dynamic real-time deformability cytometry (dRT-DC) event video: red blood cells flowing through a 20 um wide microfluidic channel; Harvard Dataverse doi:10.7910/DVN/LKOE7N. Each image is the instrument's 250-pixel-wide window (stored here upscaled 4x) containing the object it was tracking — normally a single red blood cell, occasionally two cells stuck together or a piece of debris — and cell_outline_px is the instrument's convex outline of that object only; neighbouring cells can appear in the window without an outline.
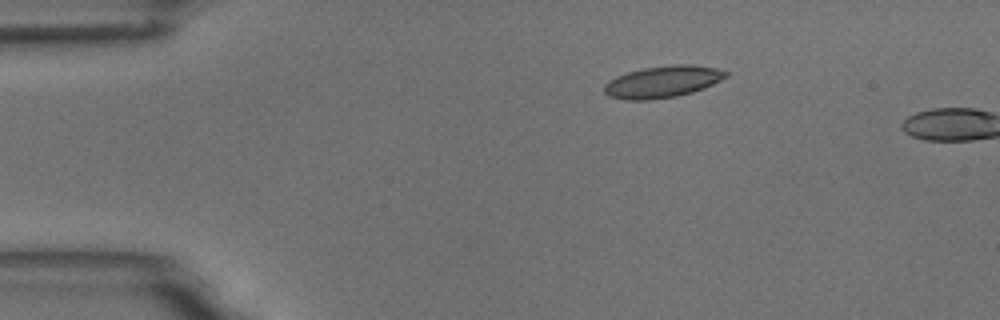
{"species": "common noctule bat (a hibernating species)", "species_latin": "Nyctalus noctula", "temperature_condition": "room temperature", "stored_images_in_passage": 3, "camera_frame_rate_fps": 3000, "um_per_image_px": 0.085, "animal": {"sex": "male", "body_mass_g": 18.8}, "frame": {"image": 1, "passage_image": 1, "time_ms": 0.0, "image_size_px": [1000, 320], "cell_outline_px": [[728, 76], [704, 88], [692, 92], [676, 96], [648, 100], [624, 100], [608, 96], [604, 92], [604, 84], [608, 80], [616, 76], [628, 72], [644, 68], [676, 64], [692, 64], [716, 68], [728, 72]], "centroid_in_image_um": [56.3, 6.95], "position_along_channel_um": 28.7, "area_um2": 22.54}}